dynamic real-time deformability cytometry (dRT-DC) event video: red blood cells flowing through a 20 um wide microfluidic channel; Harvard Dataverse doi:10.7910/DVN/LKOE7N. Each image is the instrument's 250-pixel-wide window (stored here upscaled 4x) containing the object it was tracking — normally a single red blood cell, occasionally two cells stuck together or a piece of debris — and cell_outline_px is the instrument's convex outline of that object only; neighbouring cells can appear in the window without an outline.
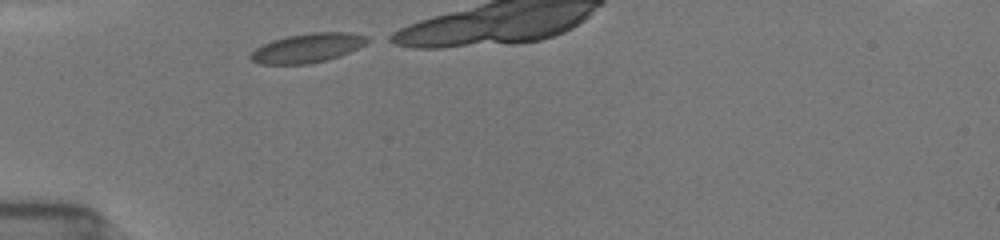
{"species": "common noctule bat (a hibernating species)", "species_latin": "Nyctalus noctula", "temperature_condition": "room temperature", "stored_images_in_passage": 7, "camera_frame_rate_fps": 3000, "um_per_image_px": 0.085, "animal": {"sex": "female", "body_mass_g": 19.5, "forearm_length_mm": 54.1}, "frame": {"image": 1, "passage_image": 1, "time_ms": 0.0, "image_size_px": [1000, 240], "cell_outline_px": [[372, 40], [348, 52], [324, 60], [308, 64], [260, 64], [252, 60], [248, 56], [256, 48], [272, 40], [288, 36], [312, 32], [352, 32], [368, 36]], "centroid_in_image_um": [26.14, 4.06], "position_along_channel_um": 58.9, "area_um2": 19.65}}
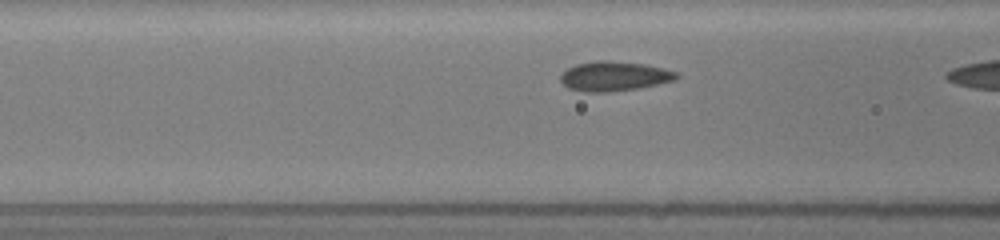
{"frame": {"image": 2, "passage_image": 6, "time_ms": 1.667, "image_size_px": [1000, 240], "cell_outline_px": [[680, 76], [676, 80], [636, 88], [608, 92], [584, 92], [568, 88], [560, 80], [560, 76], [568, 68], [576, 64], [596, 60], [608, 60], [644, 64], [676, 72]], "centroid_in_image_um": [52.18, 6.47], "position_along_channel_um": 114.4, "area_um2": 19.83}}